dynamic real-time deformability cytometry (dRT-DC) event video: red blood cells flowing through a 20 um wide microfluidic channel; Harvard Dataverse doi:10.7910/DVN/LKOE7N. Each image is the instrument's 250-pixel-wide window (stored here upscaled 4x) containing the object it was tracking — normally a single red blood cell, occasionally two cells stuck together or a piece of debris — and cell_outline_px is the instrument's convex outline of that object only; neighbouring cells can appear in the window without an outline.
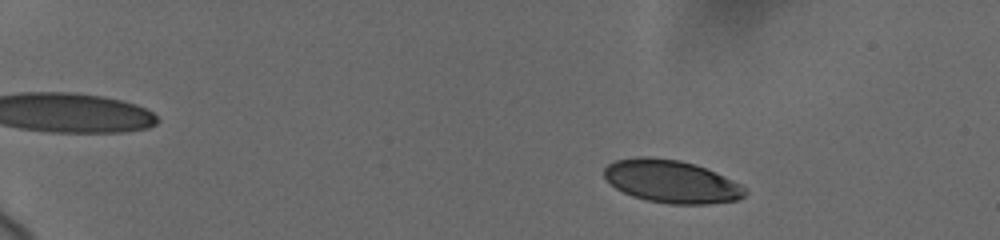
{"species": "human", "species_latin": "Homo sapiens", "temperature_condition": "cold", "stored_images_in_passage": 35, "camera_frame_rate_fps": 3000, "um_per_image_px": 0.085, "donor": {"sex": "female"}, "frame": {"image": 1, "passage_image": 15, "time_ms": 2.667, "image_size_px": [1000, 240], "cell_outline_px": [[748, 192], [740, 200], [708, 204], [668, 204], [648, 200], [632, 196], [616, 188], [604, 176], [604, 168], [608, 164], [616, 160], [636, 156], [648, 156], [680, 160], [696, 164], [716, 172], [740, 184]], "centroid_in_image_um": [57.09, 15.42], "position_along_channel_um": 27.9, "area_um2": 35.26}}
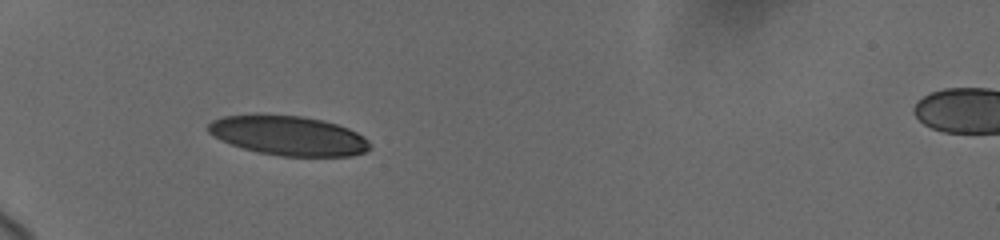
{"frame": {"image": 2, "passage_image": 34, "time_ms": 6.333, "image_size_px": [1000, 240], "cell_outline_px": [[372, 148], [364, 152], [352, 156], [280, 156], [260, 152], [244, 148], [220, 140], [208, 132], [208, 124], [212, 120], [224, 116], [252, 112], [256, 112], [300, 116], [324, 120], [348, 128], [364, 136], [372, 144]], "centroid_in_image_um": [24.5, 11.49], "position_along_channel_um": 60.5, "area_um2": 37.92}}